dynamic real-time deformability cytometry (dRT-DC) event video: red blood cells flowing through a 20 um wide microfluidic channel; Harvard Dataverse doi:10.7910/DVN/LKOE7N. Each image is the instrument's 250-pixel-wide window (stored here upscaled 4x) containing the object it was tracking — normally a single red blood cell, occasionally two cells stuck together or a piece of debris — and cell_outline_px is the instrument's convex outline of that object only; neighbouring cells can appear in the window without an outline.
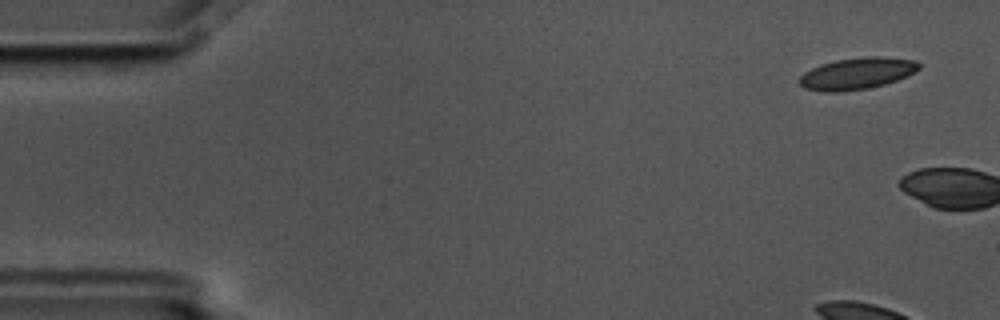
{"species": "common noctule bat (a hibernating species)", "species_latin": "Nyctalus noctula", "temperature_condition": "cold", "stored_images_in_passage": 2, "camera_frame_rate_fps": 3000, "um_per_image_px": 0.085, "animal": {"sex": "male", "body_mass_g": 17.5, "forearm_length_mm": 52.3}, "frame": {"image": 1, "passage_image": 1, "time_ms": 0.0, "image_size_px": [1000, 320], "cell_outline_px": [[920, 68], [916, 72], [908, 76], [884, 84], [864, 88], [840, 92], [820, 92], [804, 88], [800, 84], [800, 76], [804, 72], [820, 64], [836, 60], [864, 56], [880, 56], [916, 60], [920, 64]], "centroid_in_image_um": [72.85, 6.24], "position_along_channel_um": 12.1, "area_um2": 22.14}}